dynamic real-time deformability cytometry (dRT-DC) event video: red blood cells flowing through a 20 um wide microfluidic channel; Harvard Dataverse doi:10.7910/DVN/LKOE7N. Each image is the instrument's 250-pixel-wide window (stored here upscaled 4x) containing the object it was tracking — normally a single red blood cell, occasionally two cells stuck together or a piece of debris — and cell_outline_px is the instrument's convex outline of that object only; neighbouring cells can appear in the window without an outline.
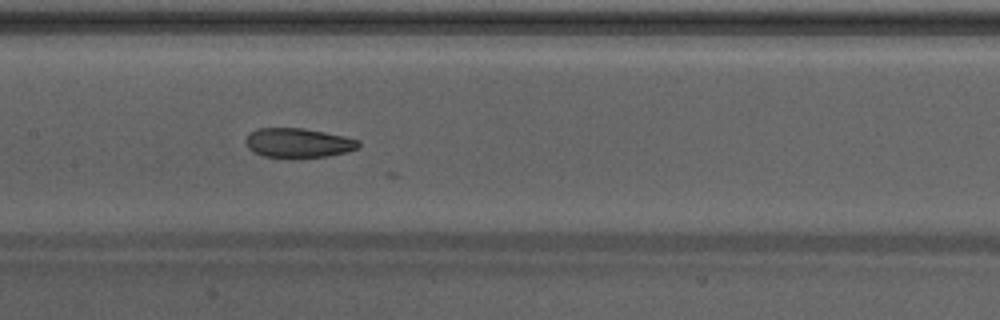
{"species": "Egyptian fruit bat (a non-hibernating species)", "species_latin": "Rousettus aegyptiacus", "temperature_condition": "warm", "stored_images_in_passage": 27, "camera_frame_rate_fps": 3000, "um_per_image_px": 0.085, "animal": {"sex": "male"}, "frame": {"image": 1, "passage_image": 19, "time_ms": 6.0, "image_size_px": [1000, 320], "cell_outline_px": [[360, 144], [356, 148], [348, 152], [328, 156], [292, 160], [264, 156], [252, 152], [248, 148], [244, 140], [256, 128], [304, 128], [344, 136], [360, 140]], "centroid_in_image_um": [25.33, 12.18], "position_along_channel_um": 182.1, "area_um2": 19.94}}
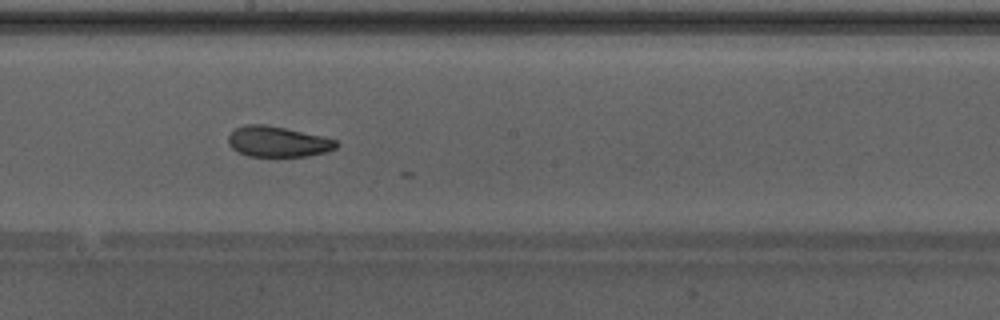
{"frame": {"image": 2, "passage_image": 22, "time_ms": 7.0, "image_size_px": [1000, 320], "cell_outline_px": [[340, 144], [336, 148], [328, 152], [308, 156], [248, 156], [232, 148], [228, 144], [228, 136], [236, 128], [244, 124], [264, 124], [324, 136], [336, 140]], "centroid_in_image_um": [23.64, 12.04], "position_along_channel_um": 224.6, "area_um2": 19.31}}
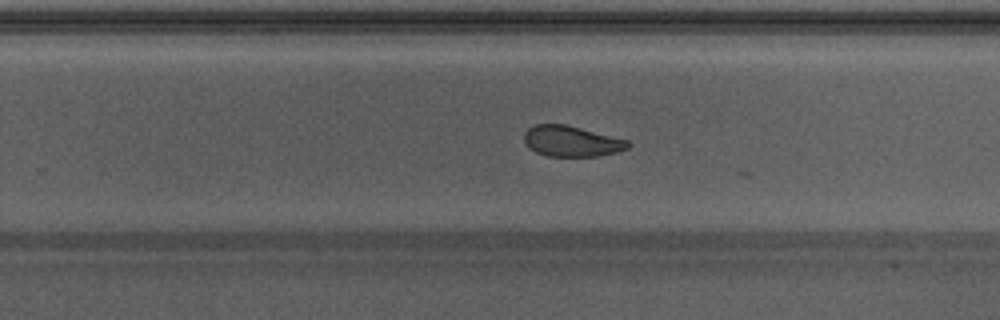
{"frame": {"image": 3, "passage_image": 26, "time_ms": 8.333, "image_size_px": [1000, 320], "cell_outline_px": [[632, 144], [628, 148], [616, 152], [596, 156], [548, 156], [536, 152], [528, 148], [524, 140], [524, 132], [532, 124], [564, 124], [628, 140]], "centroid_in_image_um": [48.54, 12.0], "position_along_channel_um": 281.3, "area_um2": 18.55}}